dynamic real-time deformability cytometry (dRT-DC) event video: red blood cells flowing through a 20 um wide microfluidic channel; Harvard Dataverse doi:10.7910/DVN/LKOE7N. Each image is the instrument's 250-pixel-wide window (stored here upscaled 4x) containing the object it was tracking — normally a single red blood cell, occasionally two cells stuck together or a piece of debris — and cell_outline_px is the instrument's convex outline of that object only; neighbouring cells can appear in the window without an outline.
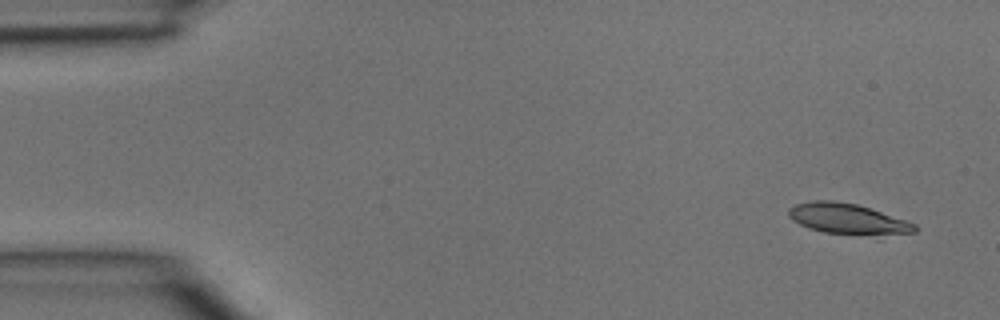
{"species": "common noctule bat (a hibernating species)", "species_latin": "Nyctalus noctula", "temperature_condition": "room temperature", "stored_images_in_passage": 3, "camera_frame_rate_fps": 3000, "um_per_image_px": 0.085, "animal": {"sex": "male", "body_mass_g": 15.6}, "frame": {"image": 1, "passage_image": 1, "time_ms": 0.0, "image_size_px": [1000, 320], "cell_outline_px": [[920, 228], [916, 232], [824, 232], [808, 228], [792, 220], [788, 216], [788, 208], [796, 204], [812, 200], [832, 200], [856, 204], [916, 224]], "centroid_in_image_um": [71.92, 18.54], "position_along_channel_um": 13.1, "area_um2": 21.15}}